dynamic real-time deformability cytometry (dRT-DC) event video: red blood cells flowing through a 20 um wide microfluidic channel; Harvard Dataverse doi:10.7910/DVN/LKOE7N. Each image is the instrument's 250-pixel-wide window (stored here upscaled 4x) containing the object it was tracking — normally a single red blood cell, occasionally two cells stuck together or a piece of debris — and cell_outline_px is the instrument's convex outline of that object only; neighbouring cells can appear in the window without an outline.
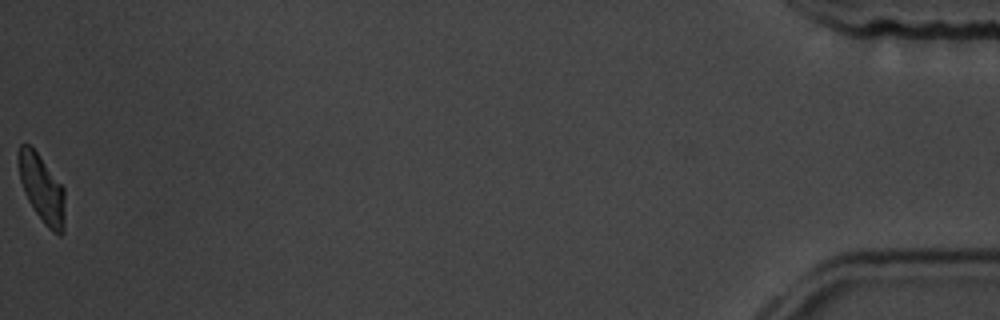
{"species": "common noctule bat (a hibernating species)", "species_latin": "Nyctalus noctula", "temperature_condition": "room temperature", "stored_images_in_passage": 56, "camera_frame_rate_fps": 3000, "um_per_image_px": 0.085, "animal": {"sex": "male", "body_mass_g": 19.5, "forearm_length_mm": 54.6}, "frame": {"image": 1, "passage_image": 56, "time_ms": 18.333, "image_size_px": [1000, 320], "cell_outline_px": [[64, 232], [60, 236], [52, 232], [44, 224], [28, 200], [24, 192], [20, 180], [16, 160], [20, 144], [28, 144], [36, 152], [64, 188]], "centroid_in_image_um": [3.54, 16.05], "position_along_channel_um": 431.7, "area_um2": 18.26}, "authors_computed_cell_mechanics": {"area_um2": 19.7098, "velocity_mm_per_s": 3.652, "shape_relaxation_time_tau1_ms": 3.5683, "shape_relaxation_time_tau2_ms": 4.2679, "deformation_change_tau1": 0.1291, "deformation_change_tau2": 0.1021}}